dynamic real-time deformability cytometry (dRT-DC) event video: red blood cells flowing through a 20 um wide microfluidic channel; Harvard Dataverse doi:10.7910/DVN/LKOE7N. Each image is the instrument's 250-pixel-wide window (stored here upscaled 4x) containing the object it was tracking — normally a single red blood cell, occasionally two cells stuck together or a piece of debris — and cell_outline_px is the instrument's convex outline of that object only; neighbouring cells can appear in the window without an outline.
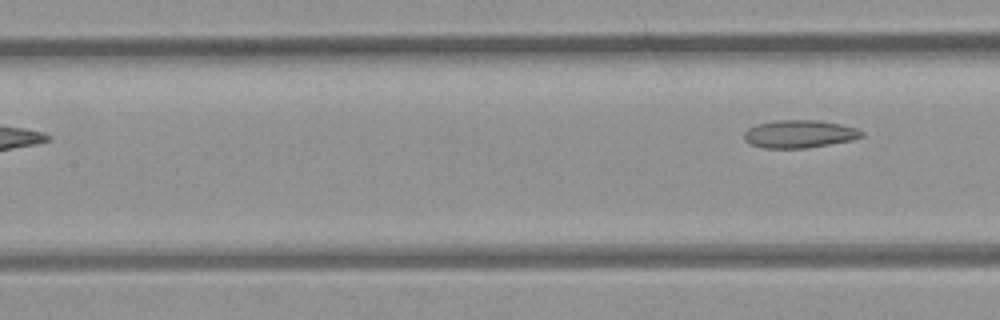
{"species": "common noctule bat (a hibernating species)", "species_latin": "Nyctalus noctula", "temperature_condition": "room temperature", "stored_images_in_passage": 4, "segment_of_instrument_passage": [2, 2], "camera_frame_rate_fps": 3000, "um_per_image_px": 0.085, "animal": {"sex": "female", "body_mass_g": 21.9}, "frame": {"image": 1, "passage_image": 4, "time_ms": 3.667, "image_size_px": [1000, 320], "cell_outline_px": [[864, 136], [852, 140], [804, 148], [764, 148], [748, 144], [744, 140], [744, 132], [748, 128], [756, 124], [776, 120], [820, 120], [840, 124], [856, 128], [864, 132]], "centroid_in_image_um": [67.92, 11.38], "position_along_channel_um": 139.5, "area_um2": 19.13}}